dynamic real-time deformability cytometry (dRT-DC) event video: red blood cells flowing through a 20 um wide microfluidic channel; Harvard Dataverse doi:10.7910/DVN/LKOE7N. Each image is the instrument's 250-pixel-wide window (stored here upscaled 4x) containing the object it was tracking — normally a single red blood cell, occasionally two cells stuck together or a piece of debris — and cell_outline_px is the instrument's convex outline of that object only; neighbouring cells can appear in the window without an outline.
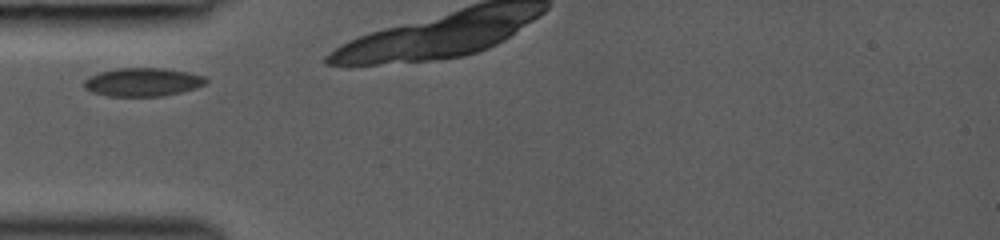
{"species": "common noctule bat (a hibernating species)", "species_latin": "Nyctalus noctula", "temperature_condition": "room temperature", "stored_images_in_passage": 5, "camera_frame_rate_fps": 3000, "um_per_image_px": 0.085, "animal": {"sex": "female", "body_mass_g": 19.0, "forearm_length_mm": 53.3}, "frame": {"image": 1, "passage_image": 1, "time_ms": 0.0, "image_size_px": [1000, 240], "cell_outline_px": [[208, 80], [204, 84], [196, 88], [164, 96], [108, 96], [92, 92], [84, 88], [84, 80], [88, 76], [100, 72], [116, 68], [164, 68], [188, 72], [204, 76]], "centroid_in_image_um": [12.11, 6.97], "position_along_channel_um": 72.9, "area_um2": 20.23}}